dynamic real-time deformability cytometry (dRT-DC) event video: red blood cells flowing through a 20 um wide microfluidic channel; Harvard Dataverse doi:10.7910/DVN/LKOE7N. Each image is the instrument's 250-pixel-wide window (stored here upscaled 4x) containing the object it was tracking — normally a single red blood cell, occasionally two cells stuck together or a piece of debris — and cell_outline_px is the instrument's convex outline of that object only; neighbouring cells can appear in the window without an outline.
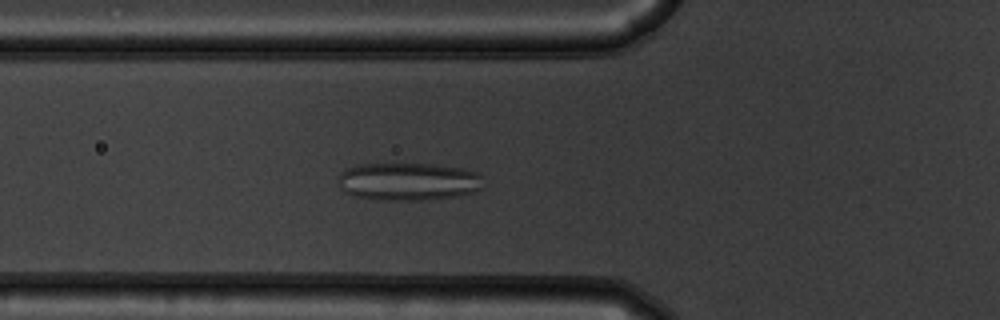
{"species": "common noctule bat (a hibernating species)", "species_latin": "Nyctalus noctula", "temperature_condition": "warm", "stored_images_in_passage": 51, "camera_frame_rate_fps": 3000, "um_per_image_px": 0.085, "animal": {"sex": "male", "body_mass_g": 19.5, "forearm_length_mm": 54.6}, "frame": {"image": 1, "passage_image": 17, "time_ms": 5.333, "image_size_px": [1000, 320], "cell_outline_px": [[480, 188], [476, 192], [460, 196], [428, 200], [380, 200], [356, 196], [344, 192], [336, 184], [336, 180], [340, 172], [348, 168], [360, 164], [436, 164], [464, 168], [480, 172]], "centroid_in_image_um": [34.69, 15.43], "position_along_channel_um": 91.1, "area_um2": 32.48}}
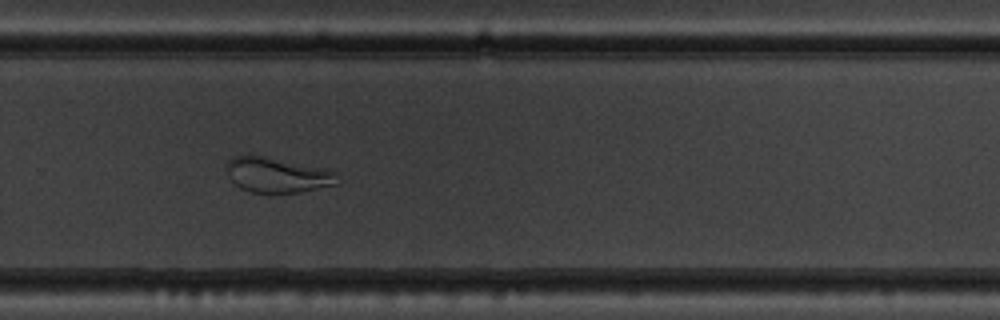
{"frame": {"image": 2, "passage_image": 34, "time_ms": 11.0, "image_size_px": [1000, 320], "cell_outline_px": [[336, 184], [300, 192], [248, 192], [240, 188], [228, 176], [224, 164], [232, 156], [244, 152], [324, 168], [336, 172]], "centroid_in_image_um": [23.46, 14.83], "position_along_channel_um": 306.3, "area_um2": 22.89}}
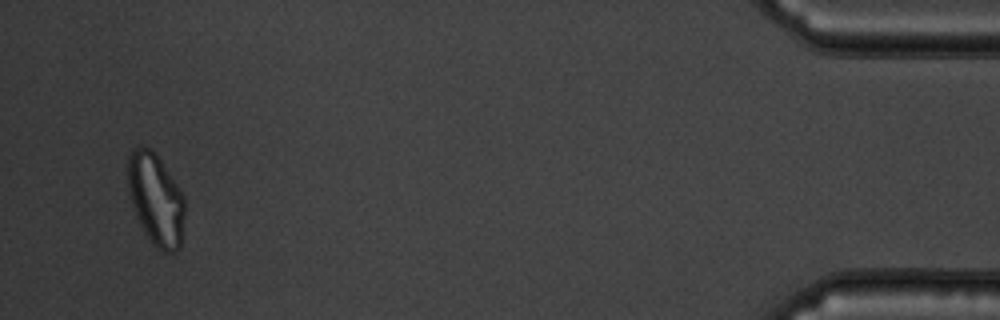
{"frame": {"image": 3, "passage_image": 49, "time_ms": 16.0, "image_size_px": [1000, 320], "cell_outline_px": [[184, 216], [180, 248], [176, 252], [160, 252], [156, 248], [144, 232], [132, 208], [128, 192], [128, 156], [132, 148], [140, 144], [144, 144], [152, 148], [184, 196]], "centroid_in_image_um": [13.22, 16.93], "position_along_channel_um": 422.0, "area_um2": 30.75}, "authors_computed_cell_mechanics": {"area_um2": 29.7092, "velocity_mm_per_s": 3.8134, "shape_relaxation_time_tau1_ms": null, "shape_relaxation_time_tau2_ms": 1.2823, "deformation_change_tau1": null, "deformation_change_tau2": 0.0891}}